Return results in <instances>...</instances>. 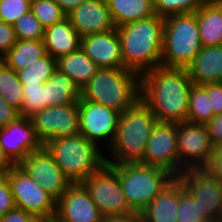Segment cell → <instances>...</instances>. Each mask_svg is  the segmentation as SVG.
<instances>
[{
	"label": "cell",
	"mask_w": 222,
	"mask_h": 222,
	"mask_svg": "<svg viewBox=\"0 0 222 222\" xmlns=\"http://www.w3.org/2000/svg\"><path fill=\"white\" fill-rule=\"evenodd\" d=\"M192 85L186 68L158 66L140 76V99L159 122H187Z\"/></svg>",
	"instance_id": "cell-1"
},
{
	"label": "cell",
	"mask_w": 222,
	"mask_h": 222,
	"mask_svg": "<svg viewBox=\"0 0 222 222\" xmlns=\"http://www.w3.org/2000/svg\"><path fill=\"white\" fill-rule=\"evenodd\" d=\"M124 67L139 76L161 66L164 18L154 15L117 27Z\"/></svg>",
	"instance_id": "cell-2"
},
{
	"label": "cell",
	"mask_w": 222,
	"mask_h": 222,
	"mask_svg": "<svg viewBox=\"0 0 222 222\" xmlns=\"http://www.w3.org/2000/svg\"><path fill=\"white\" fill-rule=\"evenodd\" d=\"M158 122L155 114L139 98L120 114L116 135L109 146L106 164L143 163L150 134ZM110 157V158H109Z\"/></svg>",
	"instance_id": "cell-3"
},
{
	"label": "cell",
	"mask_w": 222,
	"mask_h": 222,
	"mask_svg": "<svg viewBox=\"0 0 222 222\" xmlns=\"http://www.w3.org/2000/svg\"><path fill=\"white\" fill-rule=\"evenodd\" d=\"M140 98V76L126 68H99L80 88V99L112 108L120 114Z\"/></svg>",
	"instance_id": "cell-4"
},
{
	"label": "cell",
	"mask_w": 222,
	"mask_h": 222,
	"mask_svg": "<svg viewBox=\"0 0 222 222\" xmlns=\"http://www.w3.org/2000/svg\"><path fill=\"white\" fill-rule=\"evenodd\" d=\"M43 146L71 183H81L106 163L102 149L81 134L53 138Z\"/></svg>",
	"instance_id": "cell-5"
},
{
	"label": "cell",
	"mask_w": 222,
	"mask_h": 222,
	"mask_svg": "<svg viewBox=\"0 0 222 222\" xmlns=\"http://www.w3.org/2000/svg\"><path fill=\"white\" fill-rule=\"evenodd\" d=\"M118 174L130 209L141 213L176 177L169 171L140 162L109 164Z\"/></svg>",
	"instance_id": "cell-6"
},
{
	"label": "cell",
	"mask_w": 222,
	"mask_h": 222,
	"mask_svg": "<svg viewBox=\"0 0 222 222\" xmlns=\"http://www.w3.org/2000/svg\"><path fill=\"white\" fill-rule=\"evenodd\" d=\"M202 48L195 12L164 18L161 66L187 68Z\"/></svg>",
	"instance_id": "cell-7"
},
{
	"label": "cell",
	"mask_w": 222,
	"mask_h": 222,
	"mask_svg": "<svg viewBox=\"0 0 222 222\" xmlns=\"http://www.w3.org/2000/svg\"><path fill=\"white\" fill-rule=\"evenodd\" d=\"M81 184L96 203L103 216L129 214L130 209L116 171L104 164Z\"/></svg>",
	"instance_id": "cell-8"
},
{
	"label": "cell",
	"mask_w": 222,
	"mask_h": 222,
	"mask_svg": "<svg viewBox=\"0 0 222 222\" xmlns=\"http://www.w3.org/2000/svg\"><path fill=\"white\" fill-rule=\"evenodd\" d=\"M6 175L16 208L36 218H44L56 212L57 201L19 165H15Z\"/></svg>",
	"instance_id": "cell-9"
},
{
	"label": "cell",
	"mask_w": 222,
	"mask_h": 222,
	"mask_svg": "<svg viewBox=\"0 0 222 222\" xmlns=\"http://www.w3.org/2000/svg\"><path fill=\"white\" fill-rule=\"evenodd\" d=\"M38 139L44 145L53 138L80 135L79 103L46 107L30 117Z\"/></svg>",
	"instance_id": "cell-10"
},
{
	"label": "cell",
	"mask_w": 222,
	"mask_h": 222,
	"mask_svg": "<svg viewBox=\"0 0 222 222\" xmlns=\"http://www.w3.org/2000/svg\"><path fill=\"white\" fill-rule=\"evenodd\" d=\"M177 150L180 158V175L190 168H204L213 153L207 128L204 124L176 123Z\"/></svg>",
	"instance_id": "cell-11"
},
{
	"label": "cell",
	"mask_w": 222,
	"mask_h": 222,
	"mask_svg": "<svg viewBox=\"0 0 222 222\" xmlns=\"http://www.w3.org/2000/svg\"><path fill=\"white\" fill-rule=\"evenodd\" d=\"M210 222H221L222 182L204 168L186 169L178 177Z\"/></svg>",
	"instance_id": "cell-12"
},
{
	"label": "cell",
	"mask_w": 222,
	"mask_h": 222,
	"mask_svg": "<svg viewBox=\"0 0 222 222\" xmlns=\"http://www.w3.org/2000/svg\"><path fill=\"white\" fill-rule=\"evenodd\" d=\"M143 164L156 166L180 176L176 123L157 122L147 142Z\"/></svg>",
	"instance_id": "cell-13"
},
{
	"label": "cell",
	"mask_w": 222,
	"mask_h": 222,
	"mask_svg": "<svg viewBox=\"0 0 222 222\" xmlns=\"http://www.w3.org/2000/svg\"><path fill=\"white\" fill-rule=\"evenodd\" d=\"M119 118L120 113L112 108L88 100H79L80 133L99 147L102 141L107 149L112 144Z\"/></svg>",
	"instance_id": "cell-14"
},
{
	"label": "cell",
	"mask_w": 222,
	"mask_h": 222,
	"mask_svg": "<svg viewBox=\"0 0 222 222\" xmlns=\"http://www.w3.org/2000/svg\"><path fill=\"white\" fill-rule=\"evenodd\" d=\"M18 165L56 201L72 184L44 146L28 154Z\"/></svg>",
	"instance_id": "cell-15"
},
{
	"label": "cell",
	"mask_w": 222,
	"mask_h": 222,
	"mask_svg": "<svg viewBox=\"0 0 222 222\" xmlns=\"http://www.w3.org/2000/svg\"><path fill=\"white\" fill-rule=\"evenodd\" d=\"M0 147L8 158L18 165L28 154L43 147L30 118L19 116L14 122L0 128Z\"/></svg>",
	"instance_id": "cell-16"
},
{
	"label": "cell",
	"mask_w": 222,
	"mask_h": 222,
	"mask_svg": "<svg viewBox=\"0 0 222 222\" xmlns=\"http://www.w3.org/2000/svg\"><path fill=\"white\" fill-rule=\"evenodd\" d=\"M80 48L99 68H125L117 28L81 37Z\"/></svg>",
	"instance_id": "cell-17"
},
{
	"label": "cell",
	"mask_w": 222,
	"mask_h": 222,
	"mask_svg": "<svg viewBox=\"0 0 222 222\" xmlns=\"http://www.w3.org/2000/svg\"><path fill=\"white\" fill-rule=\"evenodd\" d=\"M56 213L67 222H102L103 215L81 183H72L57 200Z\"/></svg>",
	"instance_id": "cell-18"
},
{
	"label": "cell",
	"mask_w": 222,
	"mask_h": 222,
	"mask_svg": "<svg viewBox=\"0 0 222 222\" xmlns=\"http://www.w3.org/2000/svg\"><path fill=\"white\" fill-rule=\"evenodd\" d=\"M67 17L81 37L115 28L106 0L84 1Z\"/></svg>",
	"instance_id": "cell-19"
},
{
	"label": "cell",
	"mask_w": 222,
	"mask_h": 222,
	"mask_svg": "<svg viewBox=\"0 0 222 222\" xmlns=\"http://www.w3.org/2000/svg\"><path fill=\"white\" fill-rule=\"evenodd\" d=\"M186 69L195 85L222 82V45L203 47Z\"/></svg>",
	"instance_id": "cell-20"
},
{
	"label": "cell",
	"mask_w": 222,
	"mask_h": 222,
	"mask_svg": "<svg viewBox=\"0 0 222 222\" xmlns=\"http://www.w3.org/2000/svg\"><path fill=\"white\" fill-rule=\"evenodd\" d=\"M43 41L46 53L58 60L80 48L81 36L66 17L61 22L45 28Z\"/></svg>",
	"instance_id": "cell-21"
},
{
	"label": "cell",
	"mask_w": 222,
	"mask_h": 222,
	"mask_svg": "<svg viewBox=\"0 0 222 222\" xmlns=\"http://www.w3.org/2000/svg\"><path fill=\"white\" fill-rule=\"evenodd\" d=\"M179 178L176 177L141 212L143 222H177Z\"/></svg>",
	"instance_id": "cell-22"
},
{
	"label": "cell",
	"mask_w": 222,
	"mask_h": 222,
	"mask_svg": "<svg viewBox=\"0 0 222 222\" xmlns=\"http://www.w3.org/2000/svg\"><path fill=\"white\" fill-rule=\"evenodd\" d=\"M203 47L222 45V6L206 0L195 12Z\"/></svg>",
	"instance_id": "cell-23"
},
{
	"label": "cell",
	"mask_w": 222,
	"mask_h": 222,
	"mask_svg": "<svg viewBox=\"0 0 222 222\" xmlns=\"http://www.w3.org/2000/svg\"><path fill=\"white\" fill-rule=\"evenodd\" d=\"M80 88L58 68L44 82V107L79 103Z\"/></svg>",
	"instance_id": "cell-24"
},
{
	"label": "cell",
	"mask_w": 222,
	"mask_h": 222,
	"mask_svg": "<svg viewBox=\"0 0 222 222\" xmlns=\"http://www.w3.org/2000/svg\"><path fill=\"white\" fill-rule=\"evenodd\" d=\"M115 27L156 15L153 0H106Z\"/></svg>",
	"instance_id": "cell-25"
},
{
	"label": "cell",
	"mask_w": 222,
	"mask_h": 222,
	"mask_svg": "<svg viewBox=\"0 0 222 222\" xmlns=\"http://www.w3.org/2000/svg\"><path fill=\"white\" fill-rule=\"evenodd\" d=\"M57 68L82 88L97 72L99 67L79 48L60 57Z\"/></svg>",
	"instance_id": "cell-26"
},
{
	"label": "cell",
	"mask_w": 222,
	"mask_h": 222,
	"mask_svg": "<svg viewBox=\"0 0 222 222\" xmlns=\"http://www.w3.org/2000/svg\"><path fill=\"white\" fill-rule=\"evenodd\" d=\"M46 54L43 40H17L13 48L0 60L17 72Z\"/></svg>",
	"instance_id": "cell-27"
},
{
	"label": "cell",
	"mask_w": 222,
	"mask_h": 222,
	"mask_svg": "<svg viewBox=\"0 0 222 222\" xmlns=\"http://www.w3.org/2000/svg\"><path fill=\"white\" fill-rule=\"evenodd\" d=\"M214 116L207 89L203 85H192L189 94L187 122L206 124Z\"/></svg>",
	"instance_id": "cell-28"
},
{
	"label": "cell",
	"mask_w": 222,
	"mask_h": 222,
	"mask_svg": "<svg viewBox=\"0 0 222 222\" xmlns=\"http://www.w3.org/2000/svg\"><path fill=\"white\" fill-rule=\"evenodd\" d=\"M0 95L19 112L22 110L23 90L17 72L0 60Z\"/></svg>",
	"instance_id": "cell-29"
},
{
	"label": "cell",
	"mask_w": 222,
	"mask_h": 222,
	"mask_svg": "<svg viewBox=\"0 0 222 222\" xmlns=\"http://www.w3.org/2000/svg\"><path fill=\"white\" fill-rule=\"evenodd\" d=\"M57 68V60L46 54L34 63L17 71L22 85H33L46 82Z\"/></svg>",
	"instance_id": "cell-30"
},
{
	"label": "cell",
	"mask_w": 222,
	"mask_h": 222,
	"mask_svg": "<svg viewBox=\"0 0 222 222\" xmlns=\"http://www.w3.org/2000/svg\"><path fill=\"white\" fill-rule=\"evenodd\" d=\"M177 222H210L203 214L197 200L179 179V206Z\"/></svg>",
	"instance_id": "cell-31"
},
{
	"label": "cell",
	"mask_w": 222,
	"mask_h": 222,
	"mask_svg": "<svg viewBox=\"0 0 222 222\" xmlns=\"http://www.w3.org/2000/svg\"><path fill=\"white\" fill-rule=\"evenodd\" d=\"M31 11L44 29L67 17L55 0H32Z\"/></svg>",
	"instance_id": "cell-32"
},
{
	"label": "cell",
	"mask_w": 222,
	"mask_h": 222,
	"mask_svg": "<svg viewBox=\"0 0 222 222\" xmlns=\"http://www.w3.org/2000/svg\"><path fill=\"white\" fill-rule=\"evenodd\" d=\"M206 0H153L155 14L166 18L181 13L196 12Z\"/></svg>",
	"instance_id": "cell-33"
},
{
	"label": "cell",
	"mask_w": 222,
	"mask_h": 222,
	"mask_svg": "<svg viewBox=\"0 0 222 222\" xmlns=\"http://www.w3.org/2000/svg\"><path fill=\"white\" fill-rule=\"evenodd\" d=\"M23 104L20 116L30 118L44 107V83L22 85Z\"/></svg>",
	"instance_id": "cell-34"
},
{
	"label": "cell",
	"mask_w": 222,
	"mask_h": 222,
	"mask_svg": "<svg viewBox=\"0 0 222 222\" xmlns=\"http://www.w3.org/2000/svg\"><path fill=\"white\" fill-rule=\"evenodd\" d=\"M13 27L18 40H43L44 38L45 29L31 10L16 20Z\"/></svg>",
	"instance_id": "cell-35"
},
{
	"label": "cell",
	"mask_w": 222,
	"mask_h": 222,
	"mask_svg": "<svg viewBox=\"0 0 222 222\" xmlns=\"http://www.w3.org/2000/svg\"><path fill=\"white\" fill-rule=\"evenodd\" d=\"M32 0H0V19L13 25L22 15L31 10Z\"/></svg>",
	"instance_id": "cell-36"
},
{
	"label": "cell",
	"mask_w": 222,
	"mask_h": 222,
	"mask_svg": "<svg viewBox=\"0 0 222 222\" xmlns=\"http://www.w3.org/2000/svg\"><path fill=\"white\" fill-rule=\"evenodd\" d=\"M17 40L13 25L0 19V59L13 48Z\"/></svg>",
	"instance_id": "cell-37"
},
{
	"label": "cell",
	"mask_w": 222,
	"mask_h": 222,
	"mask_svg": "<svg viewBox=\"0 0 222 222\" xmlns=\"http://www.w3.org/2000/svg\"><path fill=\"white\" fill-rule=\"evenodd\" d=\"M16 208L6 174H0V216Z\"/></svg>",
	"instance_id": "cell-38"
},
{
	"label": "cell",
	"mask_w": 222,
	"mask_h": 222,
	"mask_svg": "<svg viewBox=\"0 0 222 222\" xmlns=\"http://www.w3.org/2000/svg\"><path fill=\"white\" fill-rule=\"evenodd\" d=\"M207 89L214 115L222 114V82L203 85Z\"/></svg>",
	"instance_id": "cell-39"
},
{
	"label": "cell",
	"mask_w": 222,
	"mask_h": 222,
	"mask_svg": "<svg viewBox=\"0 0 222 222\" xmlns=\"http://www.w3.org/2000/svg\"><path fill=\"white\" fill-rule=\"evenodd\" d=\"M205 126L213 147L222 145V114L214 115Z\"/></svg>",
	"instance_id": "cell-40"
},
{
	"label": "cell",
	"mask_w": 222,
	"mask_h": 222,
	"mask_svg": "<svg viewBox=\"0 0 222 222\" xmlns=\"http://www.w3.org/2000/svg\"><path fill=\"white\" fill-rule=\"evenodd\" d=\"M204 169L222 182V145L213 147L212 156Z\"/></svg>",
	"instance_id": "cell-41"
},
{
	"label": "cell",
	"mask_w": 222,
	"mask_h": 222,
	"mask_svg": "<svg viewBox=\"0 0 222 222\" xmlns=\"http://www.w3.org/2000/svg\"><path fill=\"white\" fill-rule=\"evenodd\" d=\"M19 116V111L6 102L0 95V128L14 122Z\"/></svg>",
	"instance_id": "cell-42"
},
{
	"label": "cell",
	"mask_w": 222,
	"mask_h": 222,
	"mask_svg": "<svg viewBox=\"0 0 222 222\" xmlns=\"http://www.w3.org/2000/svg\"><path fill=\"white\" fill-rule=\"evenodd\" d=\"M36 217L22 209L14 208L0 216V222H32Z\"/></svg>",
	"instance_id": "cell-43"
},
{
	"label": "cell",
	"mask_w": 222,
	"mask_h": 222,
	"mask_svg": "<svg viewBox=\"0 0 222 222\" xmlns=\"http://www.w3.org/2000/svg\"><path fill=\"white\" fill-rule=\"evenodd\" d=\"M102 222H143L141 213L132 212L121 215L103 216Z\"/></svg>",
	"instance_id": "cell-44"
},
{
	"label": "cell",
	"mask_w": 222,
	"mask_h": 222,
	"mask_svg": "<svg viewBox=\"0 0 222 222\" xmlns=\"http://www.w3.org/2000/svg\"><path fill=\"white\" fill-rule=\"evenodd\" d=\"M84 1L87 0H55V2L59 5L61 10L68 15L75 8L80 6Z\"/></svg>",
	"instance_id": "cell-45"
},
{
	"label": "cell",
	"mask_w": 222,
	"mask_h": 222,
	"mask_svg": "<svg viewBox=\"0 0 222 222\" xmlns=\"http://www.w3.org/2000/svg\"><path fill=\"white\" fill-rule=\"evenodd\" d=\"M15 164L8 158L0 147V174H7Z\"/></svg>",
	"instance_id": "cell-46"
},
{
	"label": "cell",
	"mask_w": 222,
	"mask_h": 222,
	"mask_svg": "<svg viewBox=\"0 0 222 222\" xmlns=\"http://www.w3.org/2000/svg\"><path fill=\"white\" fill-rule=\"evenodd\" d=\"M44 218H45V222H67L56 212L53 214L47 215Z\"/></svg>",
	"instance_id": "cell-47"
},
{
	"label": "cell",
	"mask_w": 222,
	"mask_h": 222,
	"mask_svg": "<svg viewBox=\"0 0 222 222\" xmlns=\"http://www.w3.org/2000/svg\"><path fill=\"white\" fill-rule=\"evenodd\" d=\"M32 222H45V218H35Z\"/></svg>",
	"instance_id": "cell-48"
},
{
	"label": "cell",
	"mask_w": 222,
	"mask_h": 222,
	"mask_svg": "<svg viewBox=\"0 0 222 222\" xmlns=\"http://www.w3.org/2000/svg\"><path fill=\"white\" fill-rule=\"evenodd\" d=\"M215 1L222 6V0H215Z\"/></svg>",
	"instance_id": "cell-49"
}]
</instances>
